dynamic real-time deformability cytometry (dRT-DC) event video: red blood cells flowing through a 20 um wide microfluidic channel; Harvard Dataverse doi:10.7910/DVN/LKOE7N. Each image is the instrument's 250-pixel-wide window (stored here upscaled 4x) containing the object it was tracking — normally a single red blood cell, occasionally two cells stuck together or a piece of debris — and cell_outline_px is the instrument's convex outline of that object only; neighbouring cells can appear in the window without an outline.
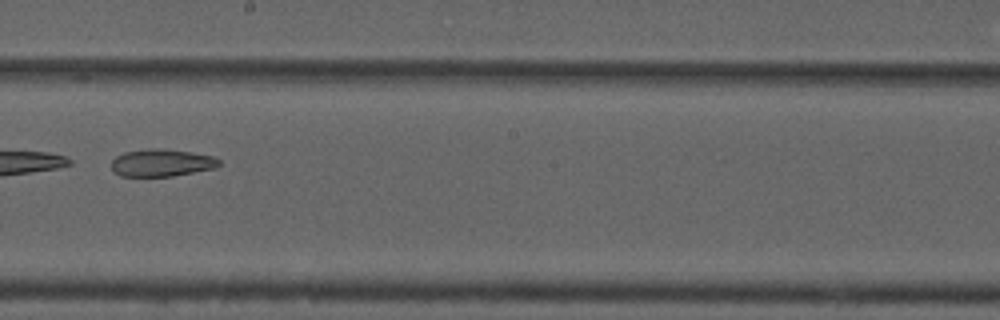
{"species": "common noctule bat (a hibernating species)", "species_latin": "Nyctalus noctula", "temperature_condition": "cold", "stored_images_in_passage": 36, "camera_frame_rate_fps": 3000, "um_per_image_px": 0.085, "animal": {"sex": "male", "forearm_length_mm": 52.5}, "frame": {"image": 1, "passage_image": 31, "time_ms": 10.0, "image_size_px": [1000, 320], "cell_outline_px": [[220, 164], [216, 168], [172, 176], [120, 176], [112, 168], [112, 160], [116, 156], [124, 152], [148, 148], [156, 148], [188, 152], [212, 156], [220, 160]], "centroid_in_image_um": [13.73, 13.84], "position_along_channel_um": 234.5, "area_um2": 16.99}}